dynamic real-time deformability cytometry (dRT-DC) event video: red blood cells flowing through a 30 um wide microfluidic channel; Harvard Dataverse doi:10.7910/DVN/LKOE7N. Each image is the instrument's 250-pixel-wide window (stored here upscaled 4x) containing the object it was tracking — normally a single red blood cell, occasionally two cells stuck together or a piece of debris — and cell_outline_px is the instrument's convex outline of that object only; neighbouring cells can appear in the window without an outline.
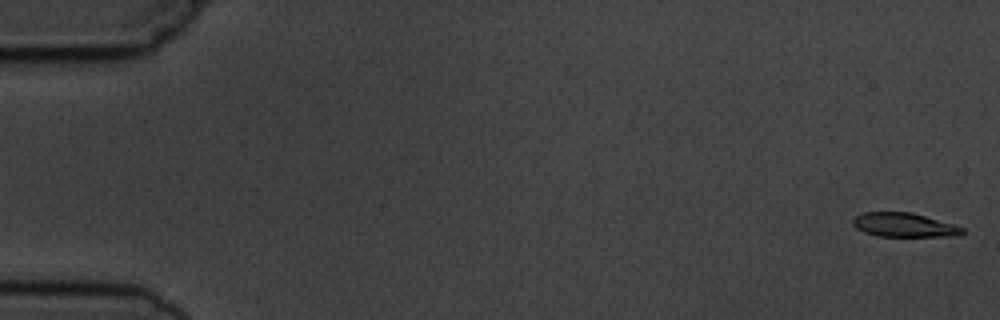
{"species": "common noctule bat (a hibernating species)", "species_latin": "Nyctalus noctula", "temperature_condition": "cold", "stored_images_in_passage": 11, "camera_frame_rate_fps": 3000, "um_per_image_px": 0.085, "animal": {"sex": "male", "body_mass_g": 19.5, "forearm_length_mm": 54.6}, "frame": {"image": 1, "passage_image": 1, "time_ms": 0.0, "image_size_px": [1000, 320], "cell_outline_px": [[964, 232], [960, 236], [876, 236], [864, 232], [856, 228], [852, 224], [852, 220], [856, 216], [864, 212], [912, 212], [952, 224], [964, 228]], "centroid_in_image_um": [76.83, 19.12], "position_along_channel_um": 8.2, "area_um2": 15.32}}
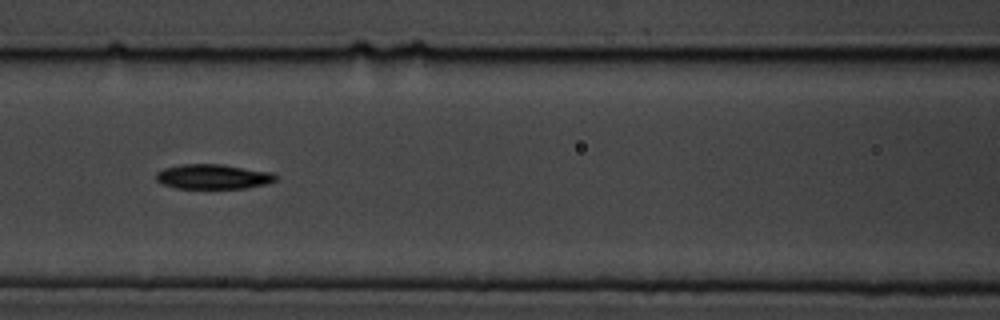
{"frame": {"image": 2, "passage_image": 7, "time_ms": 7.667, "image_size_px": [1000, 320], "cell_outline_px": [[276, 180], [268, 184], [244, 188], [176, 188], [164, 184], [156, 180], [156, 172], [164, 168], [184, 164], [224, 164], [272, 172], [276, 176]], "centroid_in_image_um": [18.13, 15.01], "position_along_channel_um": 148.5, "area_um2": 17.28}}
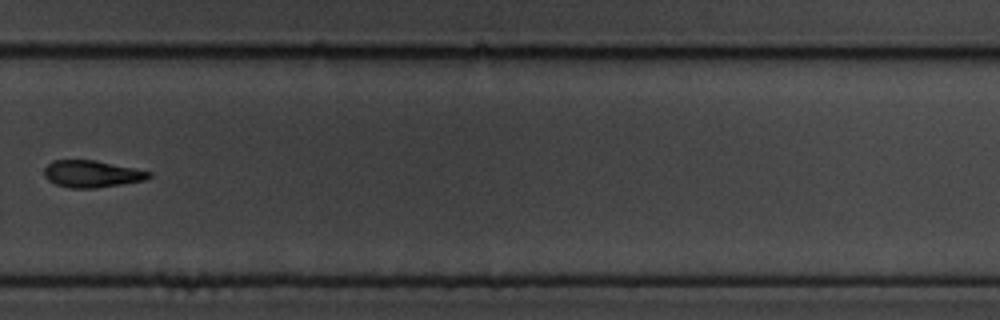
{"frame": {"image": 3, "passage_image": 11, "time_ms": 12.333, "image_size_px": [1000, 320], "cell_outline_px": [[152, 176], [144, 180], [96, 188], [68, 188], [56, 184], [48, 180], [44, 176], [44, 168], [52, 160], [96, 160], [152, 172]], "centroid_in_image_um": [7.78, 14.78], "position_along_channel_um": 322.0, "area_um2": 16.42}}